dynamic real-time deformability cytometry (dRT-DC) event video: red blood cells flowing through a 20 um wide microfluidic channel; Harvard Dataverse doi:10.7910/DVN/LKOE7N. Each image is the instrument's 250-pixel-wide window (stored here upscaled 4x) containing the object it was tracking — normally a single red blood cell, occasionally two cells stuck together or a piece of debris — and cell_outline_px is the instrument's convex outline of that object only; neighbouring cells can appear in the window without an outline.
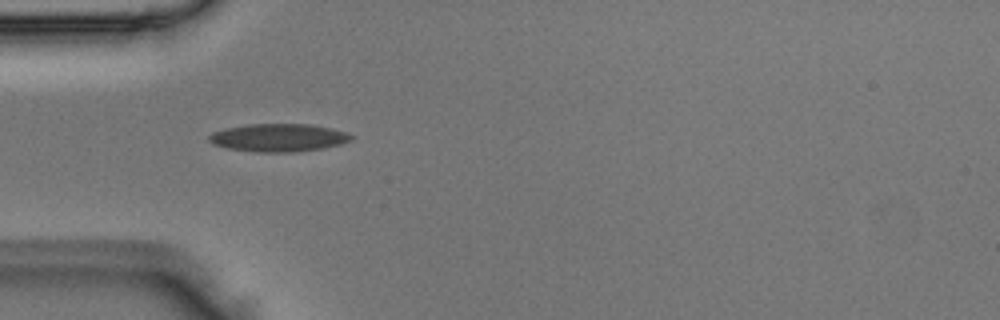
{"species": "Egyptian fruit bat (a non-hibernating species)", "species_latin": "Rousettus aegyptiacus", "temperature_condition": "room temperature", "stored_images_in_passage": 36, "camera_frame_rate_fps": 3000, "um_per_image_px": 0.085, "animal": {"sex": "male"}, "frame": {"image": 1, "passage_image": 1, "time_ms": 0.0, "image_size_px": [1000, 320], "cell_outline_px": [[356, 136], [352, 140], [340, 144], [324, 148], [296, 152], [252, 152], [224, 148], [212, 144], [208, 140], [208, 136], [212, 132], [228, 128], [248, 124], [308, 124], [332, 128]], "centroid_in_image_um": [23.66, 11.71], "position_along_channel_um": 61.3, "area_um2": 23.35}}
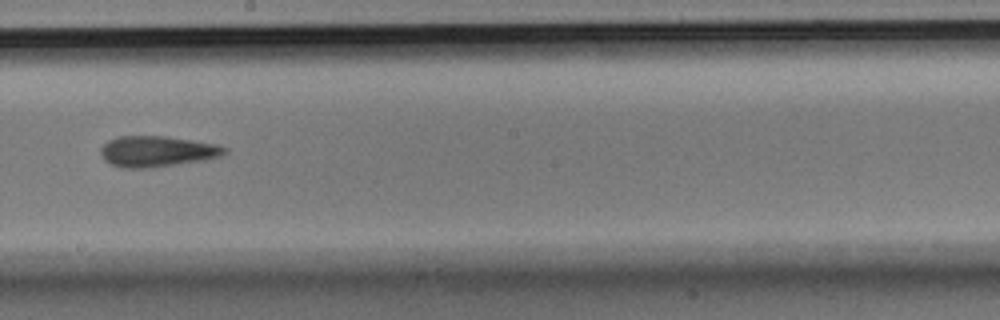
{"frame": {"image": 2, "passage_image": 14, "time_ms": 4.333, "image_size_px": [1000, 320], "cell_outline_px": [[228, 152], [220, 156], [204, 160], [152, 168], [120, 168], [104, 160], [100, 152], [100, 148], [108, 140], [120, 136], [168, 136], [220, 144], [228, 148]], "centroid_in_image_um": [13.38, 12.86], "position_along_channel_um": 234.8, "area_um2": 22.6}}
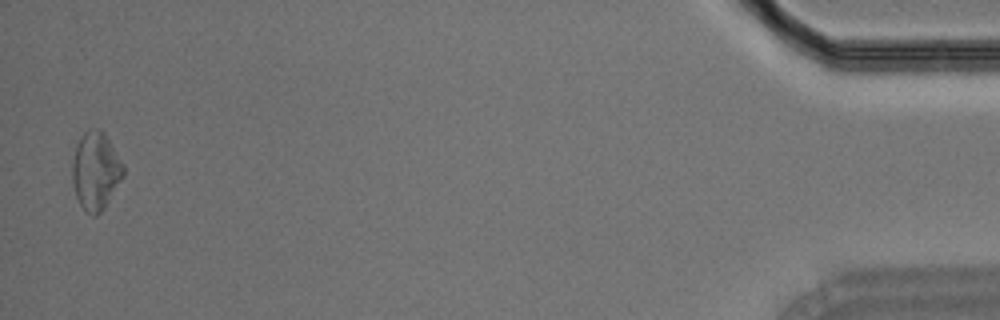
{"frame": {"image": 3, "passage_image": 35, "time_ms": 11.333, "image_size_px": [1000, 320], "cell_outline_px": [[124, 176], [104, 208], [96, 216], [92, 216], [80, 204], [76, 196], [72, 180], [72, 160], [76, 144], [80, 136], [84, 132], [92, 128], [100, 128], [104, 132], [124, 164]], "centroid_in_image_um": [8.13, 14.5], "position_along_channel_um": 427.1, "area_um2": 23.29}}